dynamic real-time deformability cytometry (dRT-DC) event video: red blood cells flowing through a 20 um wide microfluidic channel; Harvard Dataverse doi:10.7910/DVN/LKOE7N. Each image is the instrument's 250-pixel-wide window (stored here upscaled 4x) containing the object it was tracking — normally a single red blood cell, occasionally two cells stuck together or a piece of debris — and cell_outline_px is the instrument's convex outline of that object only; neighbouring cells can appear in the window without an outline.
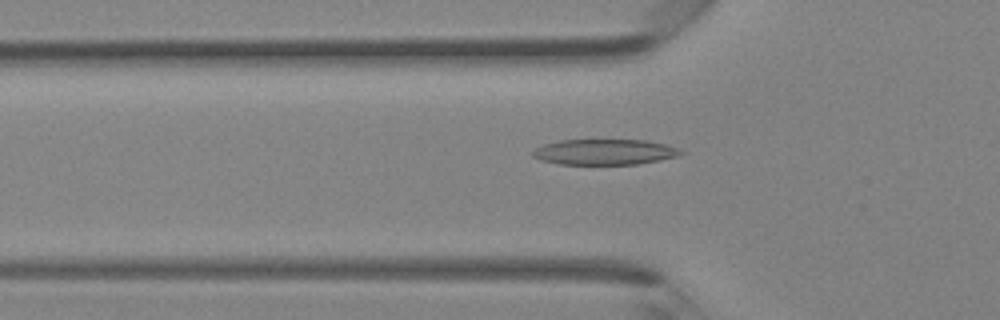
{"species": "Egyptian fruit bat (a non-hibernating species)", "species_latin": "Rousettus aegyptiacus", "temperature_condition": "room temperature", "stored_images_in_passage": 29, "camera_frame_rate_fps": 3000, "um_per_image_px": 0.085, "animal": {"sex": "female"}, "frame": {"image": 1, "passage_image": 2, "time_ms": 0.333, "image_size_px": [1000, 320], "cell_outline_px": [[688, 152], [676, 156], [660, 160], [636, 164], [560, 164], [540, 160], [532, 156], [532, 152], [536, 148], [544, 144], [560, 140], [648, 140], [664, 144]], "centroid_in_image_um": [51.39, 12.91], "position_along_channel_um": 74.4, "area_um2": 22.02}}
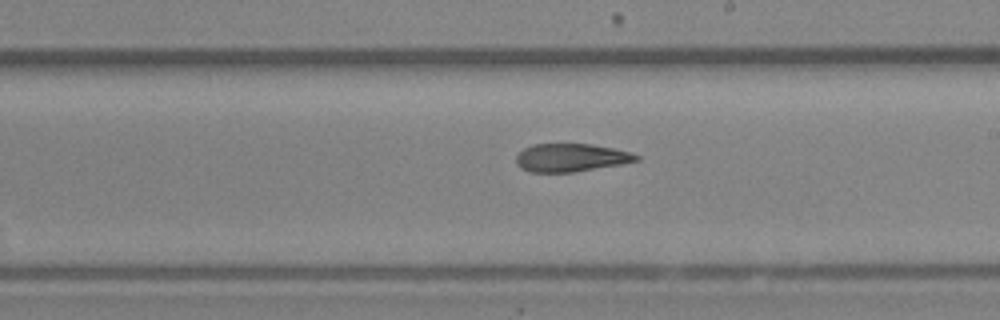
{"frame": {"image": 2, "passage_image": 12, "time_ms": 3.667, "image_size_px": [1000, 320], "cell_outline_px": [[640, 160], [620, 164], [572, 172], [528, 172], [520, 168], [516, 164], [516, 156], [524, 148], [532, 144], [592, 144], [632, 152], [640, 156]], "centroid_in_image_um": [48.51, 13.4], "position_along_channel_um": 240.5, "area_um2": 19.65}}
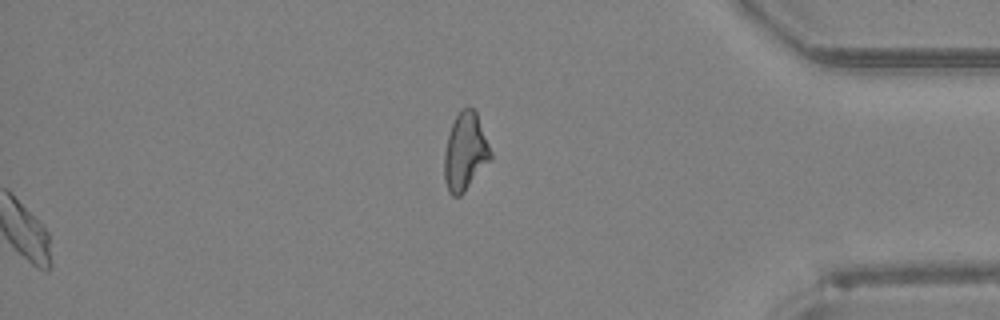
{"frame": {"image": 3, "passage_image": 23, "time_ms": 7.333, "image_size_px": [1000, 320], "cell_outline_px": [[492, 156], [464, 192], [460, 196], [452, 196], [448, 192], [444, 180], [444, 152], [448, 136], [452, 124], [460, 108], [468, 104], [476, 112], [492, 152]], "centroid_in_image_um": [39.52, 12.88], "position_along_channel_um": 395.7, "area_um2": 20.87}}